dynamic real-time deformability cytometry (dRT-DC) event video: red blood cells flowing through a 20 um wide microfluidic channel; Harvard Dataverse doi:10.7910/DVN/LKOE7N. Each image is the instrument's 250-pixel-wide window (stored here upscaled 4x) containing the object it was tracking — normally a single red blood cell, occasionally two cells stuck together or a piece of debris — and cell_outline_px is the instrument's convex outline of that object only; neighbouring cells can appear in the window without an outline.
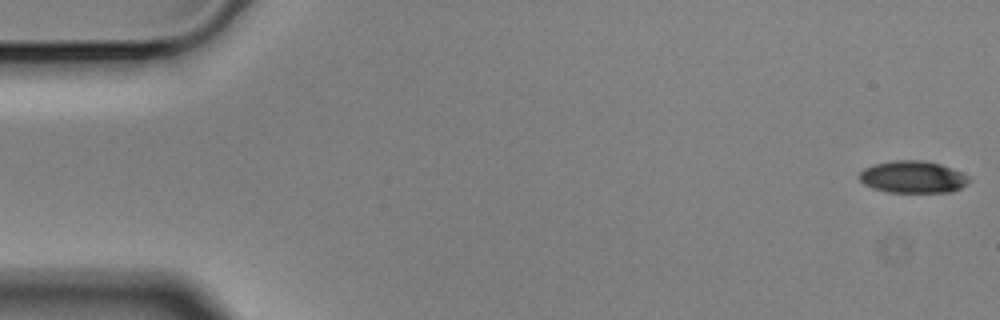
{"species": "Egyptian fruit bat (a non-hibernating species)", "species_latin": "Rousettus aegyptiacus", "temperature_condition": "cold", "stored_images_in_passage": 57, "camera_frame_rate_fps": 3000, "um_per_image_px": 0.085, "animal": {"sex": "male"}, "frame": {"image": 1, "passage_image": 1, "time_ms": 0.0, "image_size_px": [1000, 320], "cell_outline_px": [[972, 180], [968, 184], [952, 192], [888, 192], [872, 188], [864, 184], [860, 180], [860, 172], [864, 168], [872, 164], [896, 160], [924, 160], [940, 164], [952, 168], [972, 176]], "centroid_in_image_um": [77.64, 15.04], "position_along_channel_um": 7.4, "area_um2": 20.81}}
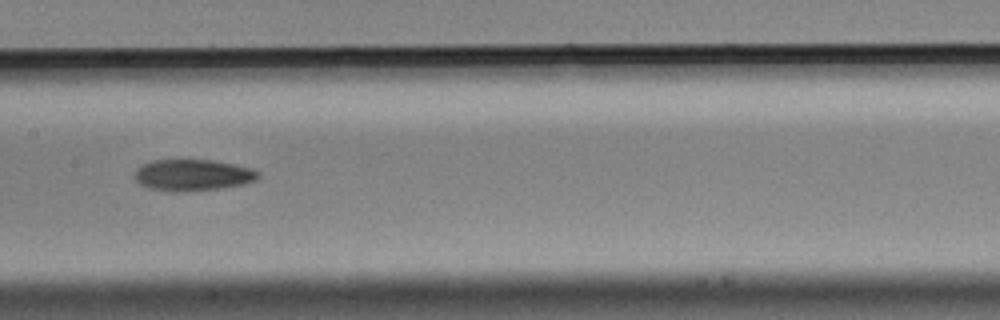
{"frame": {"image": 2, "passage_image": 28, "time_ms": 9.0, "image_size_px": [1000, 320], "cell_outline_px": [[260, 176], [256, 180], [244, 184], [224, 188], [176, 192], [172, 192], [148, 188], [140, 184], [132, 176], [136, 168], [152, 160], [212, 160], [252, 168], [260, 172]], "centroid_in_image_um": [16.37, 14.89], "position_along_channel_um": 191.0, "area_um2": 22.83}}
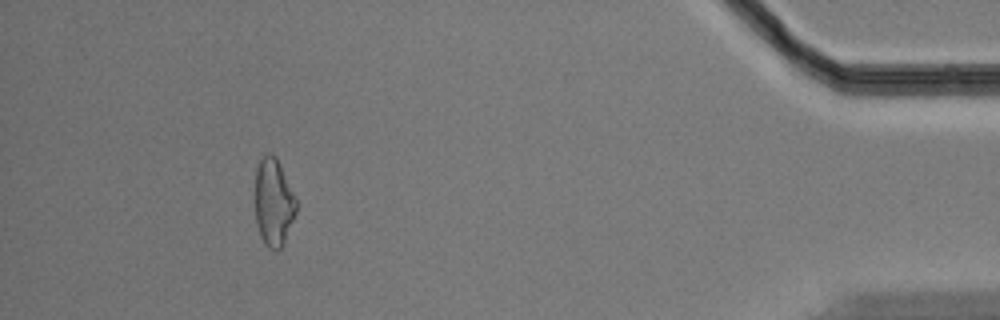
{"frame": {"image": 3, "passage_image": 52, "time_ms": 17.0, "image_size_px": [1000, 320], "cell_outline_px": [[296, 212], [284, 244], [280, 248], [268, 248], [264, 244], [260, 236], [256, 224], [256, 168], [260, 160], [268, 152], [276, 156], [296, 196]], "centroid_in_image_um": [23.26, 17.19], "position_along_channel_um": 411.9, "area_um2": 20.98}, "authors_computed_cell_mechanics": {"area_um2": 22.0218, "velocity_mm_per_s": 3.5271, "shape_relaxation_time_tau1_ms": 4.3204, "shape_relaxation_time_tau2_ms": null, "deformation_change_tau1": 0.1397, "deformation_change_tau2": null}}